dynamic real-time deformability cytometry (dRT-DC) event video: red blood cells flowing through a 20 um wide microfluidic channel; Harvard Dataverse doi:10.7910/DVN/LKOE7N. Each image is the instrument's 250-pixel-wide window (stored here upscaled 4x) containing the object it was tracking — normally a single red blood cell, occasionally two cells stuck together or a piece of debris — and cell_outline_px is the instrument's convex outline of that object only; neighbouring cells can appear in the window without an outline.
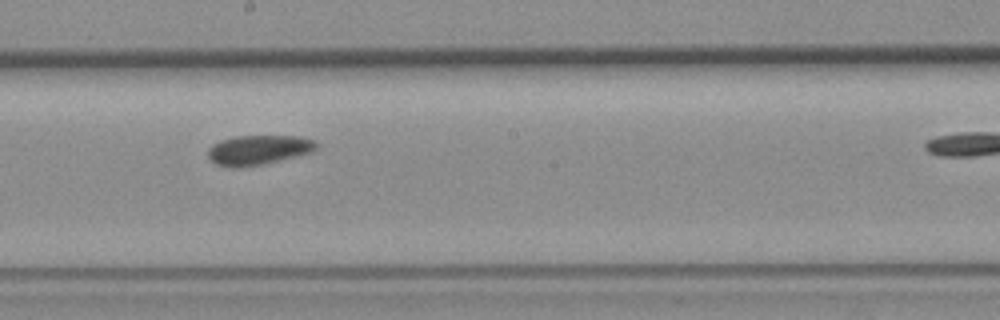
{"species": "common noctule bat (a hibernating species)", "species_latin": "Nyctalus noctula", "temperature_condition": "room temperature", "stored_images_in_passage": 9, "camera_frame_rate_fps": 3000, "um_per_image_px": 0.085, "animal": {"sex": "female", "body_mass_g": 19.3, "forearm_length_mm": 54.1}, "frame": {"image": 1, "passage_image": 7, "time_ms": 8.0, "image_size_px": [1000, 320], "cell_outline_px": [[320, 144], [312, 152], [264, 164], [240, 168], [232, 168], [216, 164], [208, 156], [208, 148], [212, 144], [220, 140], [236, 136], [300, 136], [316, 140]], "centroid_in_image_um": [21.98, 12.74], "position_along_channel_um": 226.2, "area_um2": 18.96}}
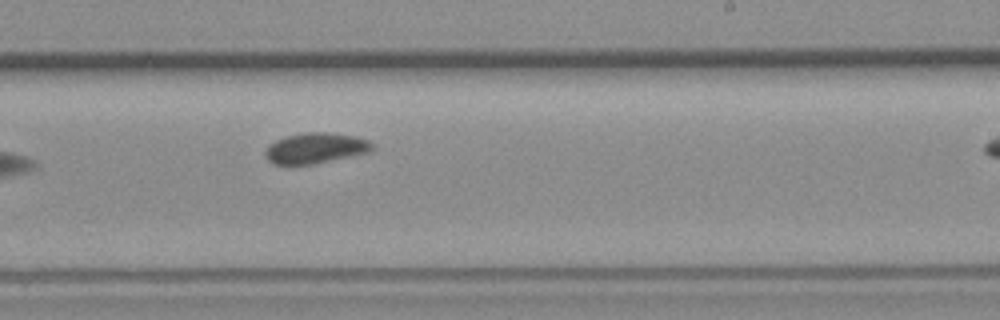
{"frame": {"image": 2, "passage_image": 8, "time_ms": 9.0, "image_size_px": [1000, 320], "cell_outline_px": [[372, 148], [368, 152], [312, 164], [272, 164], [264, 156], [264, 152], [268, 144], [276, 140], [288, 136], [304, 132], [324, 132], [356, 136], [368, 140], [372, 144]], "centroid_in_image_um": [26.76, 12.58], "position_along_channel_um": 262.2, "area_um2": 18.84}}